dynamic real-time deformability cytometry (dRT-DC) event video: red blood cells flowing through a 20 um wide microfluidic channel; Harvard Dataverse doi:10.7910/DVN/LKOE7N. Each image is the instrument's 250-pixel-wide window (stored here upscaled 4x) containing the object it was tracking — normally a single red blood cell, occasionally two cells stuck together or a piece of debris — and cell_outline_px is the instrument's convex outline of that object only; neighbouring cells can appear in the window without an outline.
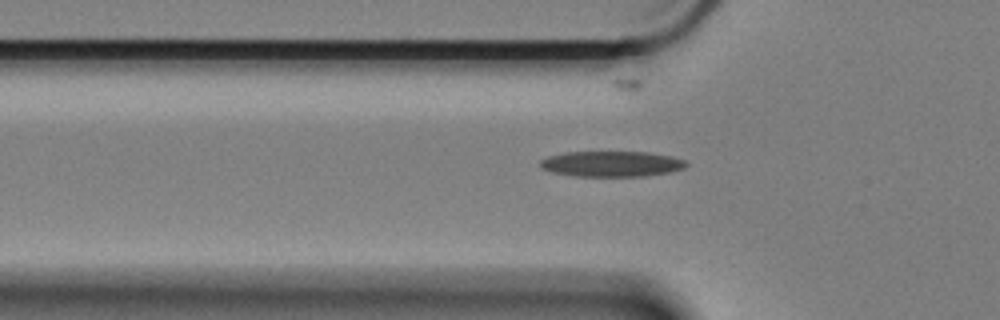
{"species": "Egyptian fruit bat (a non-hibernating species)", "species_latin": "Rousettus aegyptiacus", "temperature_condition": "cold", "stored_images_in_passage": 37, "camera_frame_rate_fps": 3000, "um_per_image_px": 0.085, "animal": {"sex": "female"}, "frame": {"image": 1, "passage_image": 4, "time_ms": 1.0, "image_size_px": [1000, 320], "cell_outline_px": [[688, 164], [684, 168], [668, 172], [644, 176], [576, 176], [552, 172], [544, 168], [540, 164], [540, 160], [548, 156], [564, 152], [648, 152], [672, 156], [684, 160]], "centroid_in_image_um": [51.99, 13.92], "position_along_channel_um": 73.8, "area_um2": 21.62}}
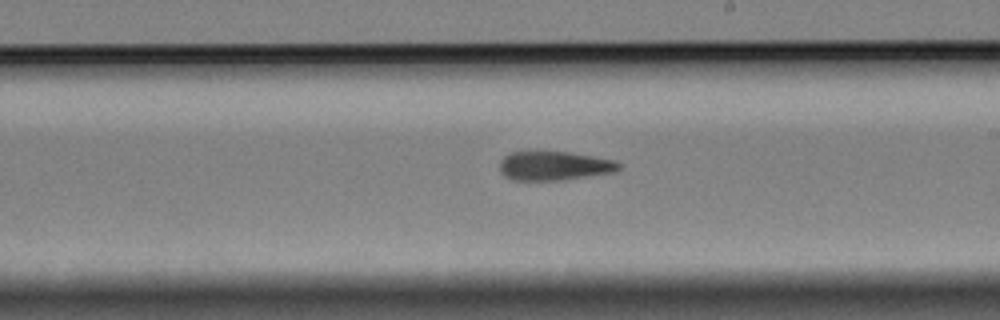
{"frame": {"image": 2, "passage_image": 19, "time_ms": 6.0, "image_size_px": [1000, 320], "cell_outline_px": [[620, 168], [612, 172], [560, 180], [512, 180], [504, 176], [500, 172], [500, 160], [504, 156], [512, 152], [528, 148], [536, 148], [568, 152], [616, 160], [620, 164]], "centroid_in_image_um": [47.01, 14.04], "position_along_channel_um": 242.0, "area_um2": 20.87}}
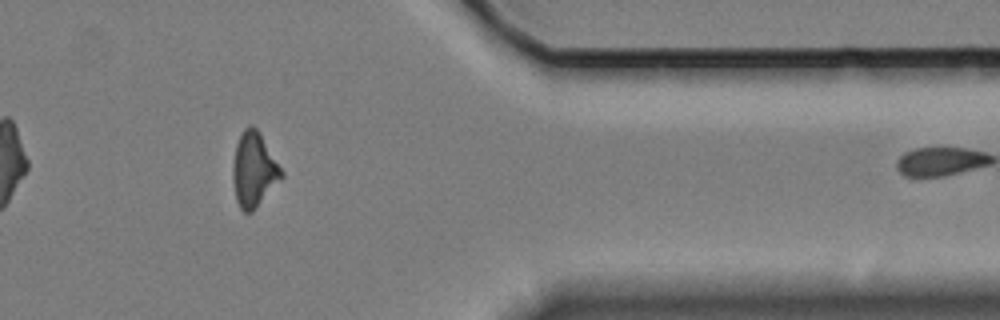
{"frame": {"image": 3, "passage_image": 34, "time_ms": 11.0, "image_size_px": [1000, 320], "cell_outline_px": [[284, 176], [252, 212], [244, 212], [240, 208], [236, 200], [232, 180], [232, 164], [236, 144], [244, 128], [248, 124], [252, 124], [260, 132], [284, 172]], "centroid_in_image_um": [21.57, 14.4], "position_along_channel_um": 389.8, "area_um2": 21.27}, "authors_computed_cell_mechanics": {"area_um2": 21.097, "velocity_mm_per_s": 3.3503, "shape_relaxation_time_tau1_ms": null, "shape_relaxation_time_tau2_ms": 5.835, "deformation_change_tau1": null, "deformation_change_tau2": 0.1694}}